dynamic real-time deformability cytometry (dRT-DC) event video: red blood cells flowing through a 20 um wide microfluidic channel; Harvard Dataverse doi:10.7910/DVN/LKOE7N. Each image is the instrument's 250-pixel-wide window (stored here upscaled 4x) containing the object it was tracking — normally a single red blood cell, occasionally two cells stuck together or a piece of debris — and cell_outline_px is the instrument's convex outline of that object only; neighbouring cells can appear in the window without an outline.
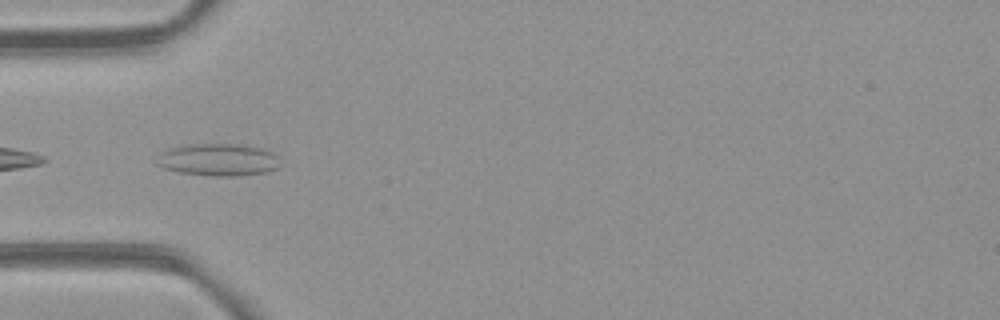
{"species": "common noctule bat (a hibernating species)", "species_latin": "Nyctalus noctula", "temperature_condition": "room temperature", "stored_images_in_passage": 5, "camera_frame_rate_fps": 3000, "um_per_image_px": 0.085, "animal": {"sex": "female", "body_mass_g": 21.9}, "frame": {"image": 1, "passage_image": 3, "time_ms": 0.667, "image_size_px": [1000, 320], "cell_outline_px": [[280, 168], [268, 172], [236, 176], [212, 176], [180, 172], [164, 168], [156, 164], [160, 152], [184, 144], [244, 144], [264, 148], [272, 152], [276, 156]], "centroid_in_image_um": [18.58, 13.57], "position_along_channel_um": 66.4, "area_um2": 23.41}}